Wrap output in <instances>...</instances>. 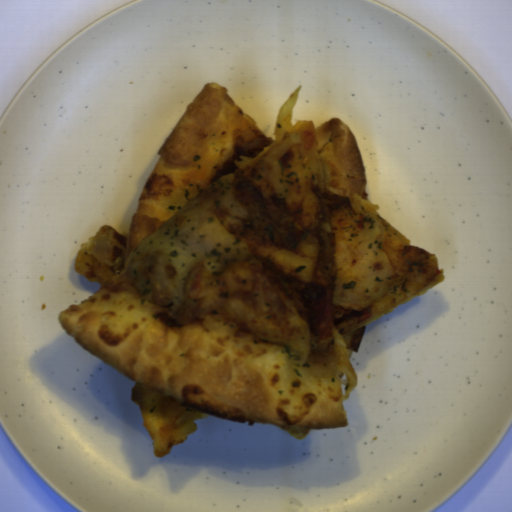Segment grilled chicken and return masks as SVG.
<instances>
[{
	"label": "grilled chicken",
	"instance_id": "grilled-chicken-2",
	"mask_svg": "<svg viewBox=\"0 0 512 512\" xmlns=\"http://www.w3.org/2000/svg\"><path fill=\"white\" fill-rule=\"evenodd\" d=\"M261 270L269 281L289 300L298 315L311 324L309 300L315 284L295 278L263 261Z\"/></svg>",
	"mask_w": 512,
	"mask_h": 512
},
{
	"label": "grilled chicken",
	"instance_id": "grilled-chicken-1",
	"mask_svg": "<svg viewBox=\"0 0 512 512\" xmlns=\"http://www.w3.org/2000/svg\"><path fill=\"white\" fill-rule=\"evenodd\" d=\"M235 176V198L247 214L241 232L249 242L279 250H299L306 229L297 212L265 197L261 187L240 170Z\"/></svg>",
	"mask_w": 512,
	"mask_h": 512
},
{
	"label": "grilled chicken",
	"instance_id": "grilled-chicken-3",
	"mask_svg": "<svg viewBox=\"0 0 512 512\" xmlns=\"http://www.w3.org/2000/svg\"><path fill=\"white\" fill-rule=\"evenodd\" d=\"M334 305H335V313H334L333 326L344 322L345 320H347L350 317H357L358 313H360L356 310L342 308L337 302H334Z\"/></svg>",
	"mask_w": 512,
	"mask_h": 512
}]
</instances>
